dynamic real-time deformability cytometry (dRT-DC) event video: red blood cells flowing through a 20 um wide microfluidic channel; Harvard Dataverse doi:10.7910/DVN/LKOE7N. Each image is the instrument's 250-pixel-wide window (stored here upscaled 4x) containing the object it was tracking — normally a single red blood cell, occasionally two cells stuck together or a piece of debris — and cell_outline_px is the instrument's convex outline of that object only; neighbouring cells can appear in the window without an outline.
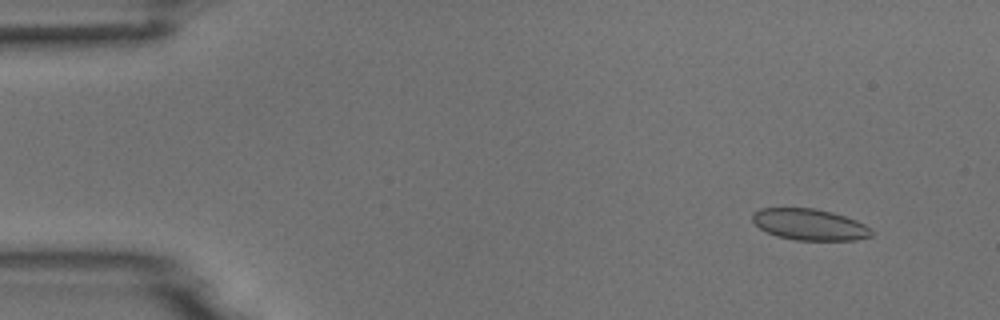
{"species": "common noctule bat (a hibernating species)", "species_latin": "Nyctalus noctula", "temperature_condition": "room temperature", "stored_images_in_passage": 4, "camera_frame_rate_fps": 3000, "um_per_image_px": 0.085, "animal": {"sex": "male", "body_mass_g": 18.8}, "frame": {"image": 1, "passage_image": 1, "time_ms": 0.0, "image_size_px": [1000, 320], "cell_outline_px": [[876, 232], [872, 236], [856, 240], [796, 240], [776, 236], [760, 228], [752, 220], [752, 212], [760, 208], [816, 208], [832, 212], [856, 220], [872, 228]], "centroid_in_image_um": [68.85, 19.08], "position_along_channel_um": 16.2, "area_um2": 21.91}}
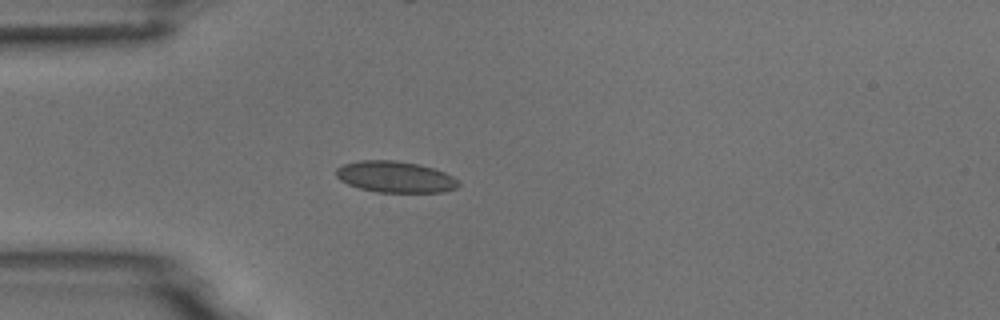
{"frame": {"image": 2, "passage_image": 4, "time_ms": 3.333, "image_size_px": [1000, 320], "cell_outline_px": [[460, 184], [456, 188], [444, 192], [376, 192], [360, 188], [348, 184], [340, 180], [336, 176], [336, 168], [344, 164], [360, 160], [396, 160], [420, 164], [444, 172], [460, 180]], "centroid_in_image_um": [33.61, 15.03], "position_along_channel_um": 51.4, "area_um2": 22.43}}